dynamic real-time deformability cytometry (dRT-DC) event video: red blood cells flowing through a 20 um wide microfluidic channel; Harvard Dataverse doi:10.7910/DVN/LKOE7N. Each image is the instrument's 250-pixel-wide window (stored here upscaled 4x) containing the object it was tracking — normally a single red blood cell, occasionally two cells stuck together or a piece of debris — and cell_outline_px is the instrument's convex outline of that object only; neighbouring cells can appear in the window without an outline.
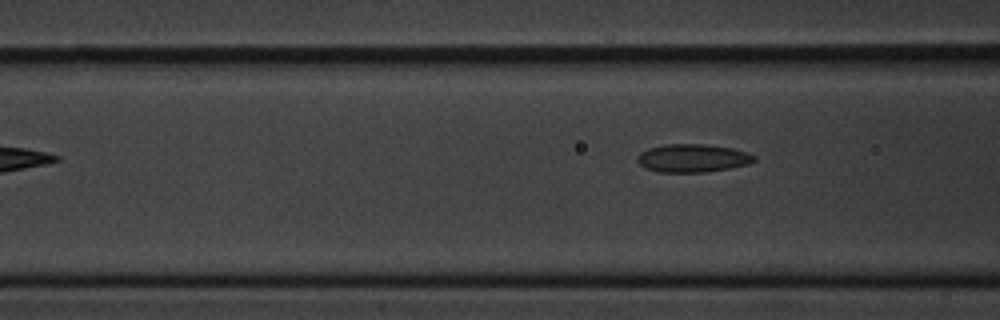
{"species": "common noctule bat (a hibernating species)", "species_latin": "Nyctalus noctula", "temperature_condition": "cold", "stored_images_in_passage": 5, "camera_frame_rate_fps": 3000, "um_per_image_px": 0.085, "animal": {"sex": "male", "body_mass_g": 20.1, "forearm_length_mm": 53.5}, "frame": {"image": 1, "passage_image": 5, "time_ms": 5.667, "image_size_px": [1000, 320], "cell_outline_px": [[756, 160], [748, 164], [728, 168], [704, 172], [656, 172], [644, 168], [636, 160], [636, 156], [640, 152], [648, 148], [664, 144], [704, 144], [732, 148], [748, 152], [756, 156]], "centroid_in_image_um": [58.84, 13.44], "position_along_channel_um": 107.8, "area_um2": 19.31}}